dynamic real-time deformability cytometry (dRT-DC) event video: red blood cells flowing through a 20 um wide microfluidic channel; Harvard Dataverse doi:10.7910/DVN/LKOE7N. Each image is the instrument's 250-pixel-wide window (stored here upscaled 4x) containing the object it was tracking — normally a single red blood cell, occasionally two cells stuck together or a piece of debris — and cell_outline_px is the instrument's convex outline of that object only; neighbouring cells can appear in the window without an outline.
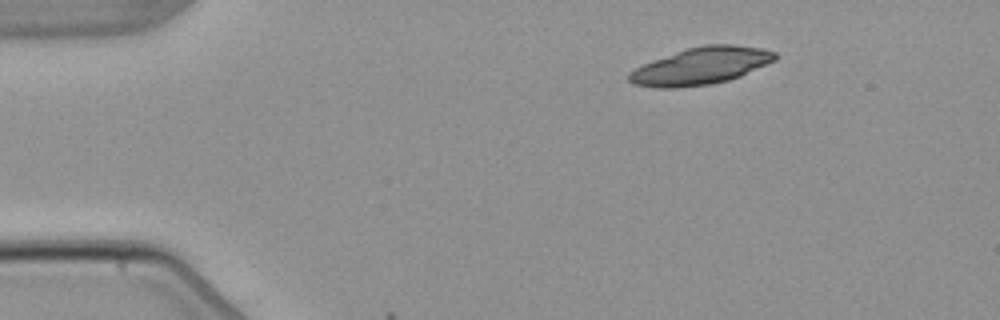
{"species": "common noctule bat (a hibernating species)", "species_latin": "Nyctalus noctula", "temperature_condition": "warm", "stored_images_in_passage": 3, "camera_frame_rate_fps": 3000, "um_per_image_px": 0.085, "animal": {"sex": "male", "body_mass_g": 21.5, "forearm_length_mm": 52.0}, "frame": {"image": 1, "passage_image": 1, "time_ms": 0.0, "image_size_px": [1000, 320], "cell_outline_px": [[780, 56], [776, 60], [740, 76], [728, 80], [708, 84], [676, 88], [660, 88], [636, 84], [628, 80], [628, 76], [636, 68], [644, 64], [684, 48], [704, 44], [736, 44], [760, 48], [776, 52]], "centroid_in_image_um": [59.64, 5.58], "position_along_channel_um": 25.4, "area_um2": 31.39}}